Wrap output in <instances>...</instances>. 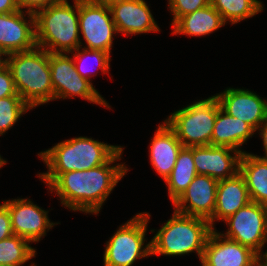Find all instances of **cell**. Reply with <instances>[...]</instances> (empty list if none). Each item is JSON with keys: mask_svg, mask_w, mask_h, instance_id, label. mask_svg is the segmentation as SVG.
Masks as SVG:
<instances>
[{"mask_svg": "<svg viewBox=\"0 0 267 266\" xmlns=\"http://www.w3.org/2000/svg\"><path fill=\"white\" fill-rule=\"evenodd\" d=\"M123 150L124 147L105 164L89 170L62 173L47 189L50 193L55 192L62 206L67 209L85 215H98L109 195L129 170L125 163H117L122 159Z\"/></svg>", "mask_w": 267, "mask_h": 266, "instance_id": "1", "label": "cell"}, {"mask_svg": "<svg viewBox=\"0 0 267 266\" xmlns=\"http://www.w3.org/2000/svg\"><path fill=\"white\" fill-rule=\"evenodd\" d=\"M121 148L85 136L61 141L38 153L48 170L37 177L49 187L62 173L89 170L107 163Z\"/></svg>", "mask_w": 267, "mask_h": 266, "instance_id": "2", "label": "cell"}, {"mask_svg": "<svg viewBox=\"0 0 267 266\" xmlns=\"http://www.w3.org/2000/svg\"><path fill=\"white\" fill-rule=\"evenodd\" d=\"M7 66L17 93L32 110L54 101L48 51L36 46L8 54Z\"/></svg>", "mask_w": 267, "mask_h": 266, "instance_id": "3", "label": "cell"}, {"mask_svg": "<svg viewBox=\"0 0 267 266\" xmlns=\"http://www.w3.org/2000/svg\"><path fill=\"white\" fill-rule=\"evenodd\" d=\"M212 230L208 220L174 210L171 218L160 229L150 230L156 233L151 239V254L181 257L194 252L201 261Z\"/></svg>", "mask_w": 267, "mask_h": 266, "instance_id": "4", "label": "cell"}, {"mask_svg": "<svg viewBox=\"0 0 267 266\" xmlns=\"http://www.w3.org/2000/svg\"><path fill=\"white\" fill-rule=\"evenodd\" d=\"M68 0L38 10L35 15L36 44L49 53H70L82 47L79 0Z\"/></svg>", "mask_w": 267, "mask_h": 266, "instance_id": "5", "label": "cell"}, {"mask_svg": "<svg viewBox=\"0 0 267 266\" xmlns=\"http://www.w3.org/2000/svg\"><path fill=\"white\" fill-rule=\"evenodd\" d=\"M217 115V98L212 95L176 110L164 121L183 147L211 145Z\"/></svg>", "mask_w": 267, "mask_h": 266, "instance_id": "6", "label": "cell"}, {"mask_svg": "<svg viewBox=\"0 0 267 266\" xmlns=\"http://www.w3.org/2000/svg\"><path fill=\"white\" fill-rule=\"evenodd\" d=\"M150 217L140 212L118 227L105 243L103 266H132L138 259L152 256L151 241L145 244Z\"/></svg>", "mask_w": 267, "mask_h": 266, "instance_id": "7", "label": "cell"}, {"mask_svg": "<svg viewBox=\"0 0 267 266\" xmlns=\"http://www.w3.org/2000/svg\"><path fill=\"white\" fill-rule=\"evenodd\" d=\"M69 55V53H49L54 100L80 97L90 103L111 109L109 102L107 103L95 86L78 74L72 55Z\"/></svg>", "mask_w": 267, "mask_h": 266, "instance_id": "8", "label": "cell"}, {"mask_svg": "<svg viewBox=\"0 0 267 266\" xmlns=\"http://www.w3.org/2000/svg\"><path fill=\"white\" fill-rule=\"evenodd\" d=\"M224 223L228 228L220 234L249 247L259 256L263 254L267 243V206L251 201Z\"/></svg>", "mask_w": 267, "mask_h": 266, "instance_id": "9", "label": "cell"}, {"mask_svg": "<svg viewBox=\"0 0 267 266\" xmlns=\"http://www.w3.org/2000/svg\"><path fill=\"white\" fill-rule=\"evenodd\" d=\"M79 29L86 44L83 48L112 52L118 32L108 4L79 0Z\"/></svg>", "mask_w": 267, "mask_h": 266, "instance_id": "10", "label": "cell"}, {"mask_svg": "<svg viewBox=\"0 0 267 266\" xmlns=\"http://www.w3.org/2000/svg\"><path fill=\"white\" fill-rule=\"evenodd\" d=\"M11 216V228L14 235L28 240L31 244L39 242L53 226L60 224L49 219V210L40 208L28 198L4 200Z\"/></svg>", "mask_w": 267, "mask_h": 266, "instance_id": "11", "label": "cell"}, {"mask_svg": "<svg viewBox=\"0 0 267 266\" xmlns=\"http://www.w3.org/2000/svg\"><path fill=\"white\" fill-rule=\"evenodd\" d=\"M214 96L226 113L246 122L255 131L267 117V99L254 91L229 87Z\"/></svg>", "mask_w": 267, "mask_h": 266, "instance_id": "12", "label": "cell"}, {"mask_svg": "<svg viewBox=\"0 0 267 266\" xmlns=\"http://www.w3.org/2000/svg\"><path fill=\"white\" fill-rule=\"evenodd\" d=\"M36 46L34 13L24 10H18L12 13H0L1 49L7 54H11L28 51Z\"/></svg>", "mask_w": 267, "mask_h": 266, "instance_id": "13", "label": "cell"}, {"mask_svg": "<svg viewBox=\"0 0 267 266\" xmlns=\"http://www.w3.org/2000/svg\"><path fill=\"white\" fill-rule=\"evenodd\" d=\"M259 257L249 247L226 238L213 229L200 262L204 266H256Z\"/></svg>", "mask_w": 267, "mask_h": 266, "instance_id": "14", "label": "cell"}, {"mask_svg": "<svg viewBox=\"0 0 267 266\" xmlns=\"http://www.w3.org/2000/svg\"><path fill=\"white\" fill-rule=\"evenodd\" d=\"M108 5L118 33L128 37L161 32L145 0H115Z\"/></svg>", "mask_w": 267, "mask_h": 266, "instance_id": "15", "label": "cell"}, {"mask_svg": "<svg viewBox=\"0 0 267 266\" xmlns=\"http://www.w3.org/2000/svg\"><path fill=\"white\" fill-rule=\"evenodd\" d=\"M217 185L216 179L197 174L185 192L172 203L174 210L209 221L215 210Z\"/></svg>", "mask_w": 267, "mask_h": 266, "instance_id": "16", "label": "cell"}, {"mask_svg": "<svg viewBox=\"0 0 267 266\" xmlns=\"http://www.w3.org/2000/svg\"><path fill=\"white\" fill-rule=\"evenodd\" d=\"M240 157L239 151L227 146H193V162L197 174L207 175L217 181L239 172Z\"/></svg>", "mask_w": 267, "mask_h": 266, "instance_id": "17", "label": "cell"}, {"mask_svg": "<svg viewBox=\"0 0 267 266\" xmlns=\"http://www.w3.org/2000/svg\"><path fill=\"white\" fill-rule=\"evenodd\" d=\"M250 202L247 185L239 172L230 178L218 181L215 210L213 217L209 220L211 227L216 229V221L223 222Z\"/></svg>", "mask_w": 267, "mask_h": 266, "instance_id": "18", "label": "cell"}, {"mask_svg": "<svg viewBox=\"0 0 267 266\" xmlns=\"http://www.w3.org/2000/svg\"><path fill=\"white\" fill-rule=\"evenodd\" d=\"M183 145L165 121L158 125L150 142L149 158L153 169L165 180L175 166Z\"/></svg>", "mask_w": 267, "mask_h": 266, "instance_id": "19", "label": "cell"}, {"mask_svg": "<svg viewBox=\"0 0 267 266\" xmlns=\"http://www.w3.org/2000/svg\"><path fill=\"white\" fill-rule=\"evenodd\" d=\"M256 131L246 122L226 113L217 99V115L211 145L227 146L243 154L241 146L254 136Z\"/></svg>", "mask_w": 267, "mask_h": 266, "instance_id": "20", "label": "cell"}, {"mask_svg": "<svg viewBox=\"0 0 267 266\" xmlns=\"http://www.w3.org/2000/svg\"><path fill=\"white\" fill-rule=\"evenodd\" d=\"M221 14L209 4L192 13L182 16L173 26V35H188L190 37H201L212 34L225 26Z\"/></svg>", "mask_w": 267, "mask_h": 266, "instance_id": "21", "label": "cell"}, {"mask_svg": "<svg viewBox=\"0 0 267 266\" xmlns=\"http://www.w3.org/2000/svg\"><path fill=\"white\" fill-rule=\"evenodd\" d=\"M239 173L245 180L251 201L267 206V158L244 152L239 160Z\"/></svg>", "mask_w": 267, "mask_h": 266, "instance_id": "22", "label": "cell"}, {"mask_svg": "<svg viewBox=\"0 0 267 266\" xmlns=\"http://www.w3.org/2000/svg\"><path fill=\"white\" fill-rule=\"evenodd\" d=\"M196 176L193 147H182L171 174L164 180L172 203L185 192Z\"/></svg>", "mask_w": 267, "mask_h": 266, "instance_id": "23", "label": "cell"}, {"mask_svg": "<svg viewBox=\"0 0 267 266\" xmlns=\"http://www.w3.org/2000/svg\"><path fill=\"white\" fill-rule=\"evenodd\" d=\"M210 4L231 25L261 13L265 6L260 0H210Z\"/></svg>", "mask_w": 267, "mask_h": 266, "instance_id": "24", "label": "cell"}, {"mask_svg": "<svg viewBox=\"0 0 267 266\" xmlns=\"http://www.w3.org/2000/svg\"><path fill=\"white\" fill-rule=\"evenodd\" d=\"M36 253L28 240L13 234L0 241V266H24ZM30 266L36 265L32 262Z\"/></svg>", "mask_w": 267, "mask_h": 266, "instance_id": "25", "label": "cell"}, {"mask_svg": "<svg viewBox=\"0 0 267 266\" xmlns=\"http://www.w3.org/2000/svg\"><path fill=\"white\" fill-rule=\"evenodd\" d=\"M69 54L72 55V59L74 61V65H75V68H76V71L78 72V74L82 78L90 81L91 83H92L91 78L94 75L96 76L98 74V72H97L98 69H100L103 74H105V73L108 74L109 73L110 61H111L110 55L111 54H109V53H107L105 51L94 50V49H86V48H83V47H79L75 51L70 52ZM90 59H92L93 62L95 64H97L98 68H95L96 72L94 71L93 68H91L92 66L88 65L89 62H90V61L88 62V60H90ZM92 60H91V62H92Z\"/></svg>", "mask_w": 267, "mask_h": 266, "instance_id": "26", "label": "cell"}, {"mask_svg": "<svg viewBox=\"0 0 267 266\" xmlns=\"http://www.w3.org/2000/svg\"><path fill=\"white\" fill-rule=\"evenodd\" d=\"M31 108L20 96L0 98V136L7 133Z\"/></svg>", "mask_w": 267, "mask_h": 266, "instance_id": "27", "label": "cell"}, {"mask_svg": "<svg viewBox=\"0 0 267 266\" xmlns=\"http://www.w3.org/2000/svg\"><path fill=\"white\" fill-rule=\"evenodd\" d=\"M210 4V0H168V9L173 19L170 25H174L182 16L197 11Z\"/></svg>", "mask_w": 267, "mask_h": 266, "instance_id": "28", "label": "cell"}, {"mask_svg": "<svg viewBox=\"0 0 267 266\" xmlns=\"http://www.w3.org/2000/svg\"><path fill=\"white\" fill-rule=\"evenodd\" d=\"M19 96L8 66L0 69V98Z\"/></svg>", "mask_w": 267, "mask_h": 266, "instance_id": "29", "label": "cell"}, {"mask_svg": "<svg viewBox=\"0 0 267 266\" xmlns=\"http://www.w3.org/2000/svg\"><path fill=\"white\" fill-rule=\"evenodd\" d=\"M65 0H17L19 10L22 9L26 12L36 13L38 10L55 5Z\"/></svg>", "mask_w": 267, "mask_h": 266, "instance_id": "30", "label": "cell"}, {"mask_svg": "<svg viewBox=\"0 0 267 266\" xmlns=\"http://www.w3.org/2000/svg\"><path fill=\"white\" fill-rule=\"evenodd\" d=\"M13 235L11 228V216L7 206L0 204V241Z\"/></svg>", "mask_w": 267, "mask_h": 266, "instance_id": "31", "label": "cell"}, {"mask_svg": "<svg viewBox=\"0 0 267 266\" xmlns=\"http://www.w3.org/2000/svg\"><path fill=\"white\" fill-rule=\"evenodd\" d=\"M257 133L259 136L262 138V143H263V149H264V156H259L254 154L257 157L260 158H267V117L266 119L261 123V125L257 128ZM259 131V132H258Z\"/></svg>", "mask_w": 267, "mask_h": 266, "instance_id": "32", "label": "cell"}, {"mask_svg": "<svg viewBox=\"0 0 267 266\" xmlns=\"http://www.w3.org/2000/svg\"><path fill=\"white\" fill-rule=\"evenodd\" d=\"M18 10L17 0H0V13H12Z\"/></svg>", "mask_w": 267, "mask_h": 266, "instance_id": "33", "label": "cell"}, {"mask_svg": "<svg viewBox=\"0 0 267 266\" xmlns=\"http://www.w3.org/2000/svg\"><path fill=\"white\" fill-rule=\"evenodd\" d=\"M8 54L0 48V69L7 66Z\"/></svg>", "mask_w": 267, "mask_h": 266, "instance_id": "34", "label": "cell"}, {"mask_svg": "<svg viewBox=\"0 0 267 266\" xmlns=\"http://www.w3.org/2000/svg\"><path fill=\"white\" fill-rule=\"evenodd\" d=\"M86 1H89L92 3L109 4L110 2L115 1V0H86Z\"/></svg>", "mask_w": 267, "mask_h": 266, "instance_id": "35", "label": "cell"}, {"mask_svg": "<svg viewBox=\"0 0 267 266\" xmlns=\"http://www.w3.org/2000/svg\"><path fill=\"white\" fill-rule=\"evenodd\" d=\"M256 266H267V263L261 257H259L256 262Z\"/></svg>", "mask_w": 267, "mask_h": 266, "instance_id": "36", "label": "cell"}, {"mask_svg": "<svg viewBox=\"0 0 267 266\" xmlns=\"http://www.w3.org/2000/svg\"><path fill=\"white\" fill-rule=\"evenodd\" d=\"M6 163H7V160L3 159V157H1L0 155V168L5 166Z\"/></svg>", "mask_w": 267, "mask_h": 266, "instance_id": "37", "label": "cell"}, {"mask_svg": "<svg viewBox=\"0 0 267 266\" xmlns=\"http://www.w3.org/2000/svg\"><path fill=\"white\" fill-rule=\"evenodd\" d=\"M260 257L267 263V249Z\"/></svg>", "mask_w": 267, "mask_h": 266, "instance_id": "38", "label": "cell"}]
</instances>
